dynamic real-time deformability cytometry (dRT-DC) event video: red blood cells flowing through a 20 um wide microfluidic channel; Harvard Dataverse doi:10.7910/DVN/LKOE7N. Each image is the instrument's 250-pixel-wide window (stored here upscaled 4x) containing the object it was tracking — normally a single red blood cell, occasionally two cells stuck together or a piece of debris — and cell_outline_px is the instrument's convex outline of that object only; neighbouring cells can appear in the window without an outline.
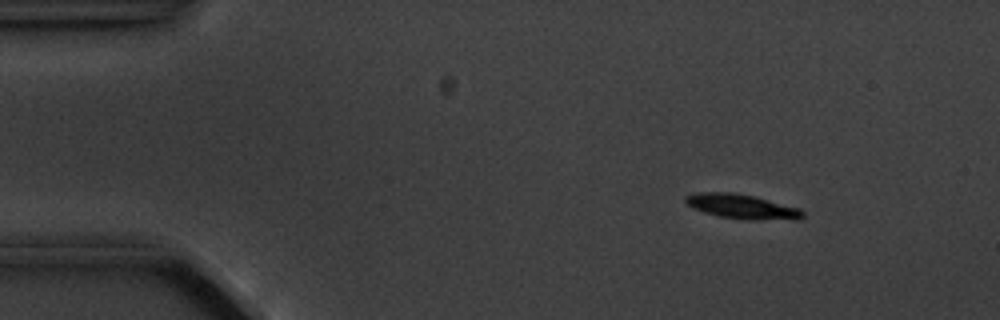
{"species": "common noctule bat (a hibernating species)", "species_latin": "Nyctalus noctula", "temperature_condition": "cold", "stored_images_in_passage": 4, "camera_frame_rate_fps": 3000, "um_per_image_px": 0.085, "animal": {"sex": "male", "body_mass_g": 20.1, "forearm_length_mm": 53.5}, "frame": {"image": 1, "passage_image": 2, "time_ms": 2.0, "image_size_px": [1000, 320], "cell_outline_px": [[804, 216], [800, 220], [752, 220], [720, 216], [704, 212], [692, 208], [684, 200], [684, 196], [696, 192], [732, 192], [756, 196], [800, 208], [804, 212]], "centroid_in_image_um": [63.11, 17.55], "position_along_channel_um": 21.9, "area_um2": 17.05}}